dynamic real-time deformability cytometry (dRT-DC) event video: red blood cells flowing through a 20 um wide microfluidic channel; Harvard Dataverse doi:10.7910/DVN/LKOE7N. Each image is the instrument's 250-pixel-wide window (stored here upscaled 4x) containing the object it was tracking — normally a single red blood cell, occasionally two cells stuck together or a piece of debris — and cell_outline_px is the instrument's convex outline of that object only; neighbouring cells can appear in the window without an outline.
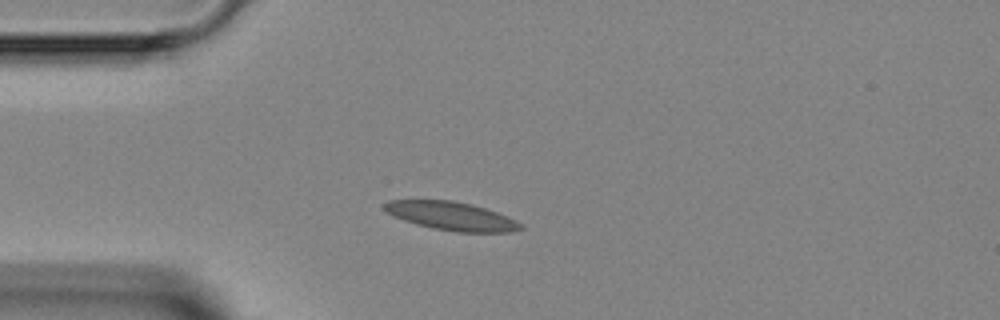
{"species": "Egyptian fruit bat (a non-hibernating species)", "species_latin": "Rousettus aegyptiacus", "temperature_condition": "room temperature", "stored_images_in_passage": 4, "camera_frame_rate_fps": 3000, "um_per_image_px": 0.085, "animal": {"sex": "female"}, "frame": {"image": 1, "passage_image": 4, "time_ms": 3.333, "image_size_px": [1000, 320], "cell_outline_px": [[524, 228], [512, 232], [456, 232], [432, 228], [416, 224], [392, 216], [384, 208], [384, 204], [388, 200], [452, 200], [472, 204], [508, 216], [516, 220]], "centroid_in_image_um": [38.38, 18.36], "position_along_channel_um": 46.6, "area_um2": 22.54}}